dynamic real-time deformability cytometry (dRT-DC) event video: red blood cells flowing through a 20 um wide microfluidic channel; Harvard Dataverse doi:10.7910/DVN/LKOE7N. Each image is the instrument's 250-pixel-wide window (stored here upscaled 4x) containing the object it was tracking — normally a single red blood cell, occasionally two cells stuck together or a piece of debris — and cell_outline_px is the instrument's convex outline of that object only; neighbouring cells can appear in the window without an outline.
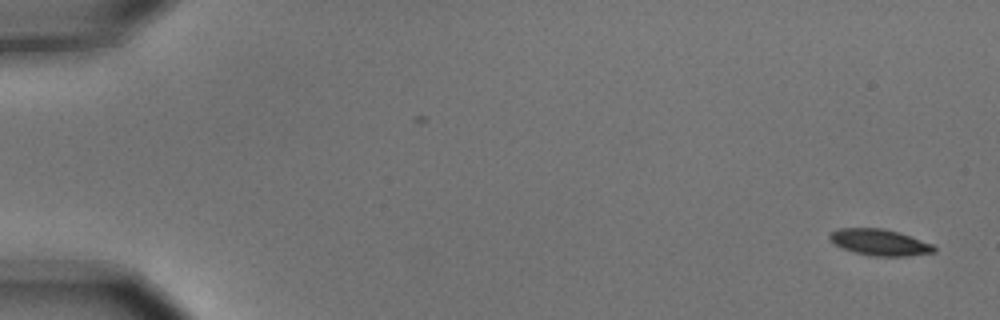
{"species": "common noctule bat (a hibernating species)", "species_latin": "Nyctalus noctula", "temperature_condition": "cold", "stored_images_in_passage": 2, "camera_frame_rate_fps": 3000, "um_per_image_px": 0.085, "animal": {"sex": "male", "body_mass_g": 15.6}, "frame": {"image": 1, "passage_image": 2, "time_ms": 0.333, "image_size_px": [1000, 320], "cell_outline_px": [[936, 252], [908, 256], [872, 256], [856, 252], [844, 248], [836, 244], [828, 236], [832, 232], [840, 228], [884, 228], [900, 232], [932, 244], [936, 248]], "centroid_in_image_um": [74.83, 20.59], "position_along_channel_um": 10.2, "area_um2": 15.84}}